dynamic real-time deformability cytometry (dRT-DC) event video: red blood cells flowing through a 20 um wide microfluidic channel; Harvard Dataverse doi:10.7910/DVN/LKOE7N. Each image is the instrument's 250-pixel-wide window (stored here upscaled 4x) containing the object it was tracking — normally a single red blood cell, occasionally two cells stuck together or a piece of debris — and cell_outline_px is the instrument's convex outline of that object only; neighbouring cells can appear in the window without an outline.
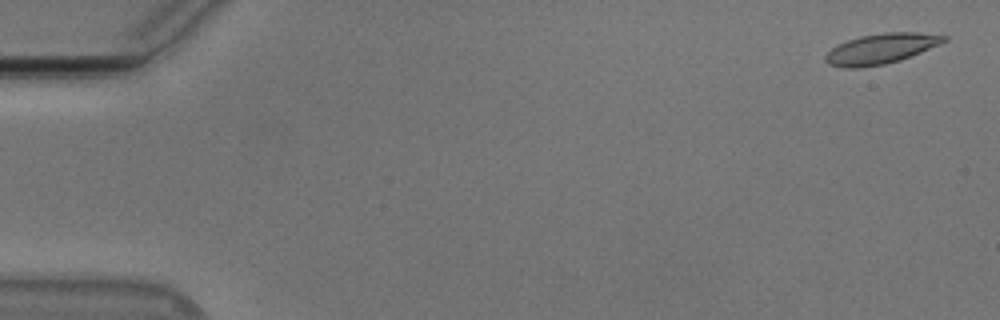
{"species": "Egyptian fruit bat (a non-hibernating species)", "species_latin": "Rousettus aegyptiacus", "temperature_condition": "cold", "stored_images_in_passage": 7, "camera_frame_rate_fps": 3000, "um_per_image_px": 0.085, "animal": {"sex": "male"}, "frame": {"image": 1, "passage_image": 2, "time_ms": 0.333, "image_size_px": [1000, 320], "cell_outline_px": [[948, 40], [940, 44], [900, 60], [884, 64], [860, 68], [840, 68], [828, 64], [824, 60], [824, 56], [836, 44], [860, 36], [884, 32], [916, 32], [948, 36]], "centroid_in_image_um": [74.84, 4.14], "position_along_channel_um": 10.2, "area_um2": 20.98}}